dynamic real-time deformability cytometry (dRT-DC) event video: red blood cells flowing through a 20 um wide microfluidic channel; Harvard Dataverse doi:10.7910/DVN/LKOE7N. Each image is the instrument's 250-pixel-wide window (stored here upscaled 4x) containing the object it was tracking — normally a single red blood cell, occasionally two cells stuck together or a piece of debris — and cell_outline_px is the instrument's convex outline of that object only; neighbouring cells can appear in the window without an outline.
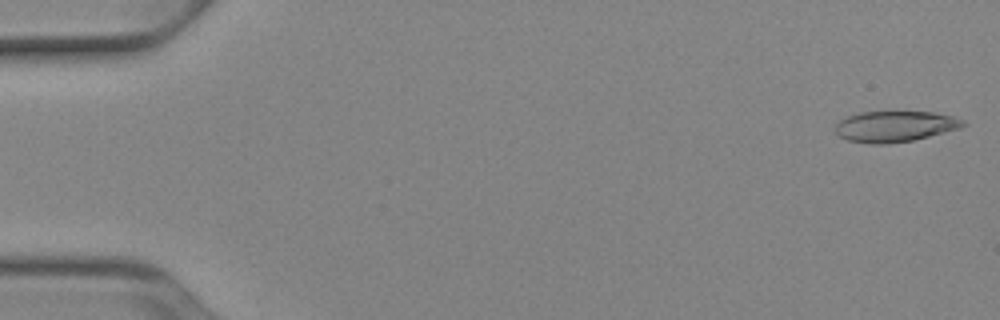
{"species": "Egyptian fruit bat (a non-hibernating species)", "species_latin": "Rousettus aegyptiacus", "temperature_condition": "cold", "stored_images_in_passage": 14, "camera_frame_rate_fps": 3000, "um_per_image_px": 0.085, "animal": {"sex": "female"}, "frame": {"image": 1, "passage_image": 1, "time_ms": 0.0, "image_size_px": [1000, 320], "cell_outline_px": [[968, 124], [960, 128], [912, 140], [888, 144], [872, 144], [848, 140], [840, 136], [836, 132], [836, 124], [840, 120], [848, 116], [860, 112], [932, 112], [952, 116], [964, 120]], "centroid_in_image_um": [76.08, 10.74], "position_along_channel_um": 8.9, "area_um2": 22.77}}